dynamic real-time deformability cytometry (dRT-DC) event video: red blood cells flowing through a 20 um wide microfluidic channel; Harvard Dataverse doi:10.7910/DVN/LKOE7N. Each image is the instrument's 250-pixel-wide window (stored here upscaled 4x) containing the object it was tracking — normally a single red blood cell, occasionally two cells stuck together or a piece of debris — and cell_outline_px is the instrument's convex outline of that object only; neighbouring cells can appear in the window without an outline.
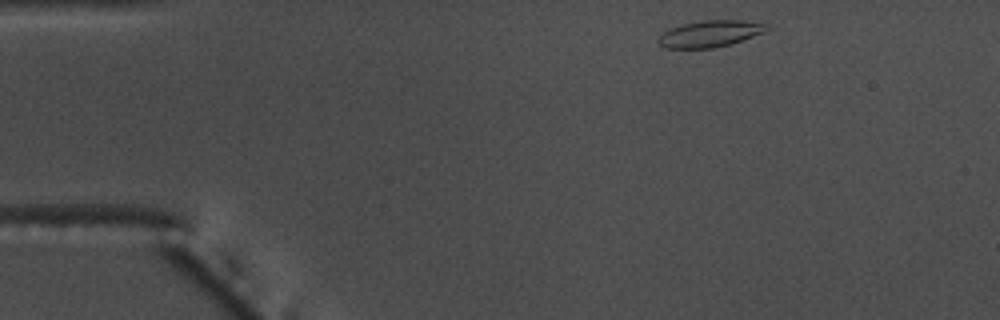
{"species": "common noctule bat (a hibernating species)", "species_latin": "Nyctalus noctula", "temperature_condition": "warm", "stored_images_in_passage": 47, "camera_frame_rate_fps": 3000, "um_per_image_px": 0.085, "animal": {"sex": "male", "body_mass_g": 17.5, "forearm_length_mm": 52.3}, "frame": {"image": 1, "passage_image": 1, "time_ms": 0.0, "image_size_px": [1000, 320], "cell_outline_px": [[768, 28], [764, 32], [728, 44], [712, 48], [664, 48], [656, 40], [664, 32], [680, 24], [704, 20], [744, 20], [764, 24]], "centroid_in_image_um": [60.29, 2.86], "position_along_channel_um": 24.7, "area_um2": 16.42}}
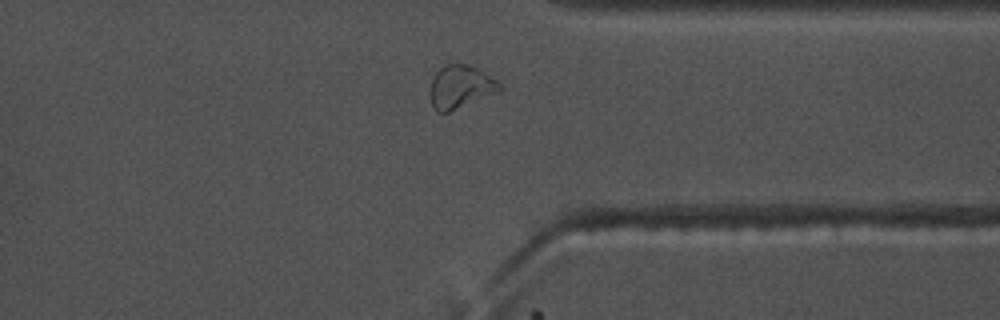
{"frame": {"image": 2, "passage_image": 35, "time_ms": 11.333, "image_size_px": [1000, 320], "cell_outline_px": [[504, 88], [500, 92], [448, 112], [436, 112], [432, 108], [428, 96], [428, 92], [432, 80], [436, 72], [444, 64], [468, 64], [476, 68], [496, 80]], "centroid_in_image_um": [39.11, 7.41], "position_along_channel_um": 372.3, "area_um2": 17.69}}
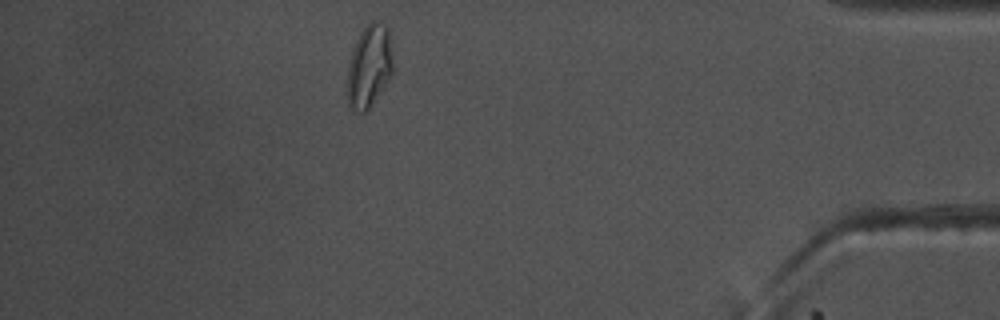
{"frame": {"image": 3, "passage_image": 41, "time_ms": 13.333, "image_size_px": [1000, 320], "cell_outline_px": [[392, 76], [372, 104], [364, 112], [360, 112], [352, 108], [348, 104], [348, 64], [356, 40], [360, 32], [372, 20], [376, 20], [384, 24], [388, 28], [392, 56]], "centroid_in_image_um": [31.4, 5.6], "position_along_channel_um": 403.8, "area_um2": 21.79}, "authors_computed_cell_mechanics": {"area_um2": 16.1262, "velocity_mm_per_s": 3.7242, "shape_relaxation_time_tau1_ms": null, "shape_relaxation_time_tau2_ms": 2.0816, "deformation_change_tau1": null, "deformation_change_tau2": 0.0934}}